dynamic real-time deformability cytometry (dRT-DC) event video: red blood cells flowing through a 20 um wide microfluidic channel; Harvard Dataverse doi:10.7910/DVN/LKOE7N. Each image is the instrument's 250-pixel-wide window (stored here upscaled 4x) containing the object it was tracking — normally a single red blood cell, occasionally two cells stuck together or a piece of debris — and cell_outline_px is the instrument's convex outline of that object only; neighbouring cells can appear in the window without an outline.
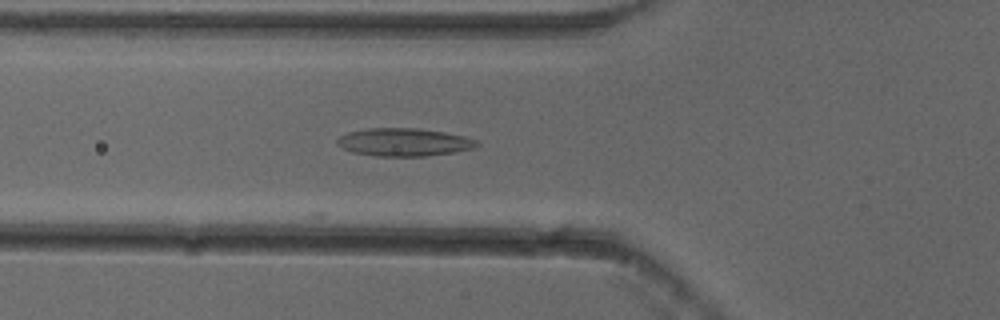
{"species": "common noctule bat (a hibernating species)", "species_latin": "Nyctalus noctula", "temperature_condition": "cold", "stored_images_in_passage": 8, "camera_frame_rate_fps": 3000, "um_per_image_px": 0.085, "animal": {"sex": "female"}, "frame": {"image": 1, "passage_image": 4, "time_ms": 1.0, "image_size_px": [1000, 320], "cell_outline_px": [[480, 144], [472, 148], [456, 152], [424, 156], [376, 156], [352, 152], [336, 144], [336, 140], [340, 136], [348, 132], [368, 128], [416, 128], [444, 132], [464, 136], [476, 140]], "centroid_in_image_um": [34.32, 12.08], "position_along_channel_um": 91.5, "area_um2": 22.66}}
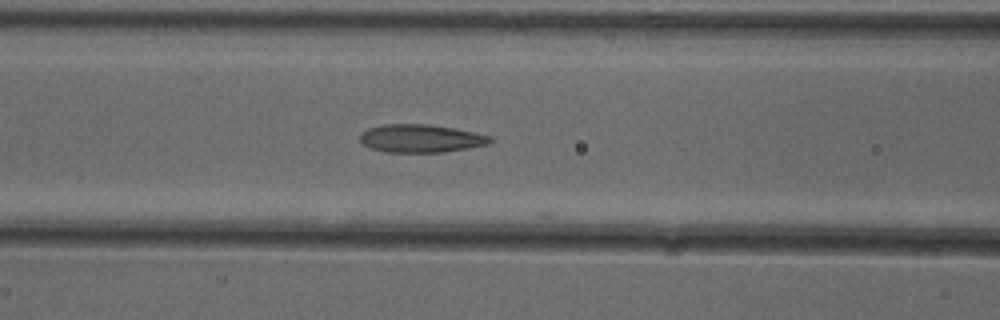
{"frame": {"image": 2, "passage_image": 7, "time_ms": 2.0, "image_size_px": [1000, 320], "cell_outline_px": [[492, 140], [488, 144], [468, 148], [444, 152], [388, 152], [372, 148], [364, 144], [360, 140], [360, 136], [368, 128], [384, 124], [428, 124], [452, 128], [492, 136]], "centroid_in_image_um": [35.78, 11.76], "position_along_channel_um": 130.8, "area_um2": 20.98}}